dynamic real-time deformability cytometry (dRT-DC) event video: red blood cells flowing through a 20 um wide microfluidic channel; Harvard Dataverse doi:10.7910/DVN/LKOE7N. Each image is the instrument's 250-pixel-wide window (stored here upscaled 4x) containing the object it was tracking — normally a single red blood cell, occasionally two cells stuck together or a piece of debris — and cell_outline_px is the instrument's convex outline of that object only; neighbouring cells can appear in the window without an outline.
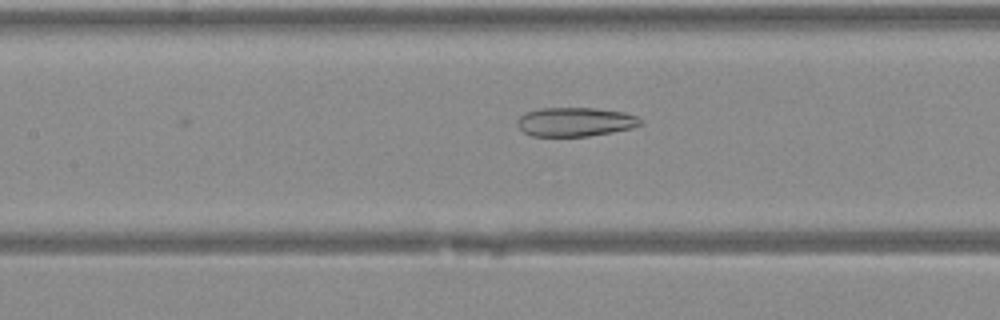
{"species": "Egyptian fruit bat (a non-hibernating species)", "species_latin": "Rousettus aegyptiacus", "temperature_condition": "warm", "stored_images_in_passage": 10, "camera_frame_rate_fps": 3000, "um_per_image_px": 0.085, "animal": {"sex": "female"}, "frame": {"image": 1, "passage_image": 10, "time_ms": 3.0, "image_size_px": [1000, 320], "cell_outline_px": [[644, 124], [632, 128], [612, 132], [588, 136], [532, 136], [524, 132], [516, 124], [516, 120], [524, 112], [540, 108], [596, 108], [624, 112], [636, 116], [644, 120]], "centroid_in_image_um": [48.91, 10.35], "position_along_channel_um": 158.5, "area_um2": 21.04}}